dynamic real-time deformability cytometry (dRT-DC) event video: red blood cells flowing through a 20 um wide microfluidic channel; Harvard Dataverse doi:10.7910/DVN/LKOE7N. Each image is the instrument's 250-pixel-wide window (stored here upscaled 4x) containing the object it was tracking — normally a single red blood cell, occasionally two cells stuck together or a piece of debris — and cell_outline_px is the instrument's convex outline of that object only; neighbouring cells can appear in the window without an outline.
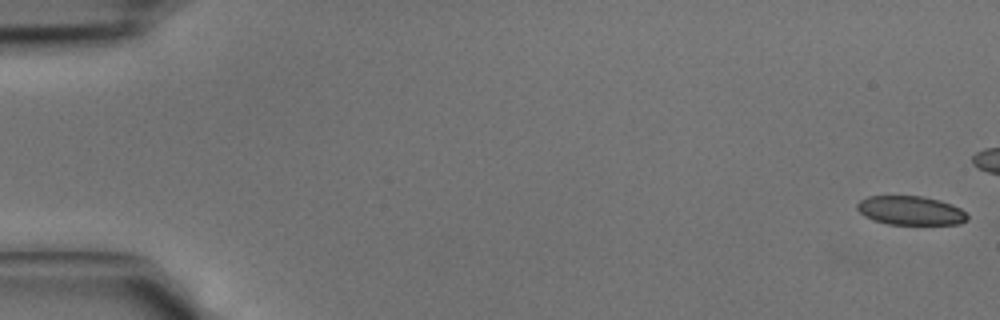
{"species": "common noctule bat (a hibernating species)", "species_latin": "Nyctalus noctula", "temperature_condition": "cold", "stored_images_in_passage": 11, "camera_frame_rate_fps": 3000, "um_per_image_px": 0.085, "animal": {"sex": "male", "body_mass_g": 15.6}, "frame": {"image": 1, "passage_image": 1, "time_ms": 0.0, "image_size_px": [1000, 320], "cell_outline_px": [[968, 220], [960, 224], [888, 224], [872, 220], [864, 216], [856, 208], [856, 204], [860, 200], [868, 196], [920, 196], [940, 200], [952, 204], [960, 208], [968, 216]], "centroid_in_image_um": [77.39, 17.89], "position_along_channel_um": 7.6, "area_um2": 18.67}}